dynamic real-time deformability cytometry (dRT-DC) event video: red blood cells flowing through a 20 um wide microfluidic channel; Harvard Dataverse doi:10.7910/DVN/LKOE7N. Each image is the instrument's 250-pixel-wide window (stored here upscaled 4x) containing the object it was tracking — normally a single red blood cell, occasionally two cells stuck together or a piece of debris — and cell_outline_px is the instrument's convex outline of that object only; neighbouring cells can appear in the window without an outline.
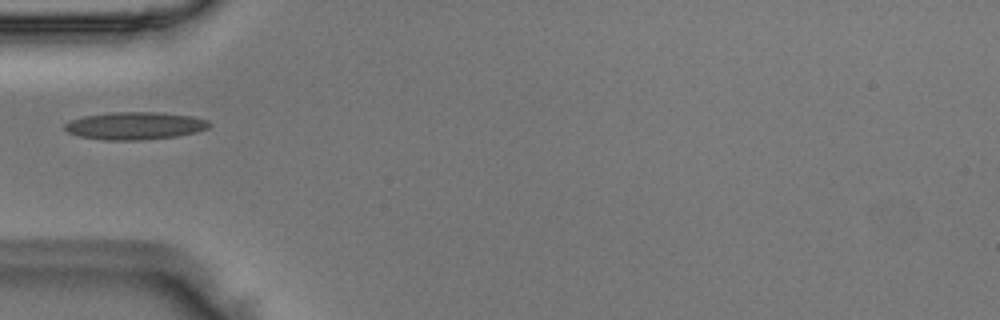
{"species": "Egyptian fruit bat (a non-hibernating species)", "species_latin": "Rousettus aegyptiacus", "temperature_condition": "room temperature", "stored_images_in_passage": 9, "camera_frame_rate_fps": 3000, "um_per_image_px": 0.085, "animal": {"sex": "male"}, "frame": {"image": 1, "passage_image": 1, "time_ms": 0.0, "image_size_px": [1000, 320], "cell_outline_px": [[212, 124], [208, 128], [196, 132], [176, 136], [140, 140], [104, 140], [80, 136], [68, 132], [64, 128], [64, 124], [72, 120], [84, 116], [112, 112], [160, 112], [192, 116], [208, 120]], "centroid_in_image_um": [11.5, 10.68], "position_along_channel_um": 73.5, "area_um2": 23.18}}
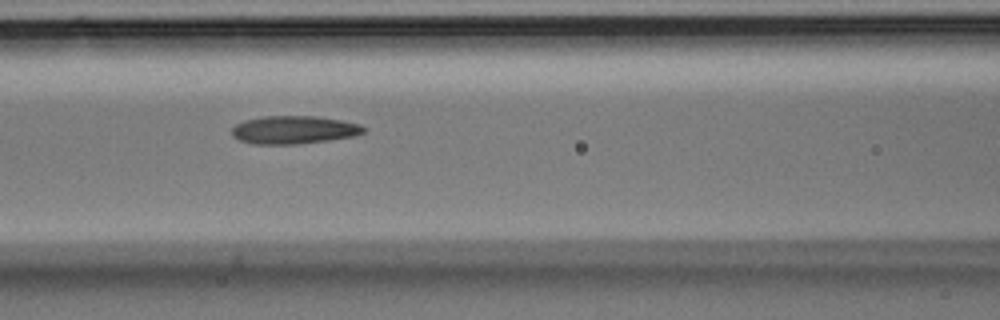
{"frame": {"image": 2, "passage_image": 6, "time_ms": 1.667, "image_size_px": [1000, 320], "cell_outline_px": [[364, 132], [356, 136], [328, 140], [296, 144], [252, 144], [240, 140], [232, 136], [232, 128], [236, 124], [244, 120], [264, 116], [312, 116], [340, 120], [360, 124], [364, 128]], "centroid_in_image_um": [24.96, 11.04], "position_along_channel_um": 141.6, "area_um2": 21.44}}
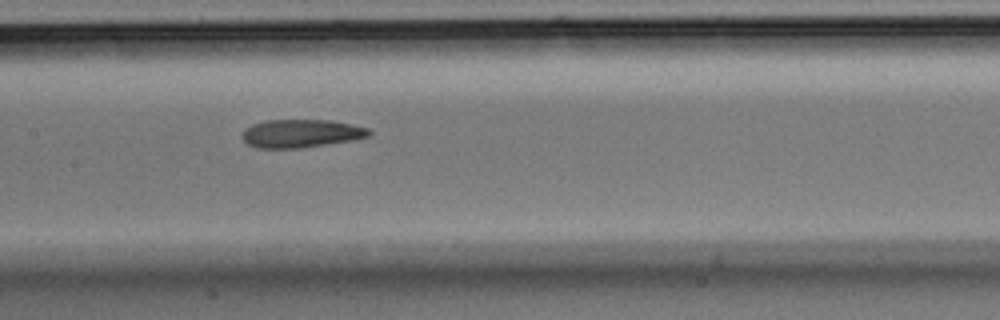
{"frame": {"image": 3, "passage_image": 9, "time_ms": 2.667, "image_size_px": [1000, 320], "cell_outline_px": [[372, 132], [368, 136], [352, 140], [300, 148], [256, 148], [248, 144], [244, 140], [244, 132], [252, 124], [268, 120], [328, 120], [368, 128]], "centroid_in_image_um": [25.59, 11.35], "position_along_channel_um": 181.8, "area_um2": 20.4}}